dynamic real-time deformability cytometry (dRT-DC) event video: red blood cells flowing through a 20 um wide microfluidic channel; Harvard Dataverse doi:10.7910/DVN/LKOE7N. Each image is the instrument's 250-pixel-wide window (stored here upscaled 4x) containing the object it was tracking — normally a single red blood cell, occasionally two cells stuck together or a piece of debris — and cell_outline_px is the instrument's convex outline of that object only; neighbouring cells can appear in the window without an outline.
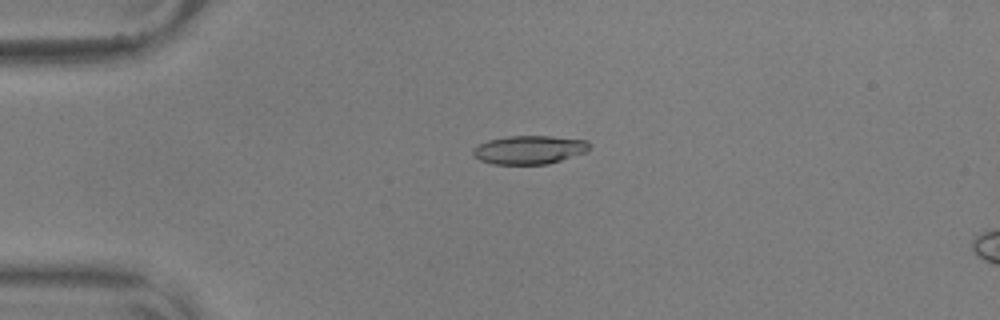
{"species": "common noctule bat (a hibernating species)", "species_latin": "Nyctalus noctula", "temperature_condition": "warm", "stored_images_in_passage": 56, "camera_frame_rate_fps": 3000, "um_per_image_px": 0.085, "animal": {"sex": "male", "body_mass_g": 17.9, "forearm_length_mm": 54.2}, "frame": {"image": 1, "passage_image": 14, "time_ms": 4.333, "image_size_px": [1000, 320], "cell_outline_px": [[588, 152], [548, 164], [492, 164], [480, 160], [472, 156], [472, 148], [488, 140], [508, 136], [552, 136], [588, 140]], "centroid_in_image_um": [44.98, 12.73], "position_along_channel_um": 40.0, "area_um2": 19.48}}
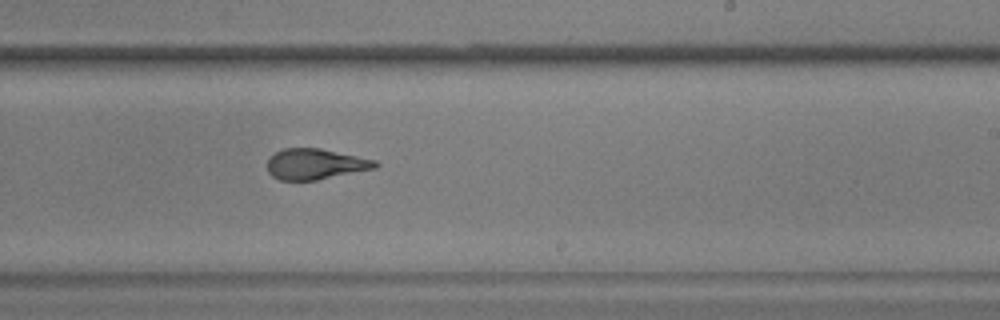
{"frame": {"image": 2, "passage_image": 35, "time_ms": 11.333, "image_size_px": [1000, 320], "cell_outline_px": [[380, 164], [376, 168], [316, 180], [280, 180], [272, 176], [268, 172], [268, 160], [276, 152], [284, 148], [320, 148], [376, 160]], "centroid_in_image_um": [26.82, 13.94], "position_along_channel_um": 262.2, "area_um2": 19.19}}
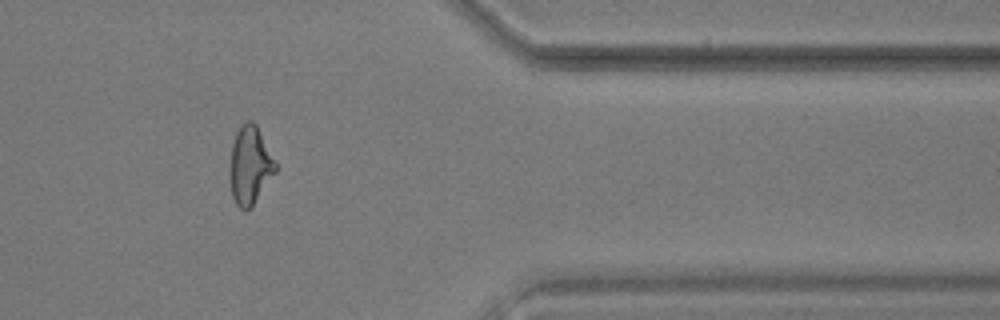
{"frame": {"image": 3, "passage_image": 47, "time_ms": 15.333, "image_size_px": [1000, 320], "cell_outline_px": [[276, 172], [252, 208], [240, 208], [236, 204], [232, 196], [232, 144], [236, 132], [240, 124], [248, 120], [252, 120], [256, 124], [276, 160]], "centroid_in_image_um": [21.3, 14.02], "position_along_channel_um": 390.1, "area_um2": 20.46}, "authors_computed_cell_mechanics": {"area_um2": 19.8832, "velocity_mm_per_s": 3.6301, "shape_relaxation_time_tau1_ms": 6.6122, "shape_relaxation_time_tau2_ms": 1.1453, "deformation_change_tau1": 0.2241, "deformation_change_tau2": 0.0995}}